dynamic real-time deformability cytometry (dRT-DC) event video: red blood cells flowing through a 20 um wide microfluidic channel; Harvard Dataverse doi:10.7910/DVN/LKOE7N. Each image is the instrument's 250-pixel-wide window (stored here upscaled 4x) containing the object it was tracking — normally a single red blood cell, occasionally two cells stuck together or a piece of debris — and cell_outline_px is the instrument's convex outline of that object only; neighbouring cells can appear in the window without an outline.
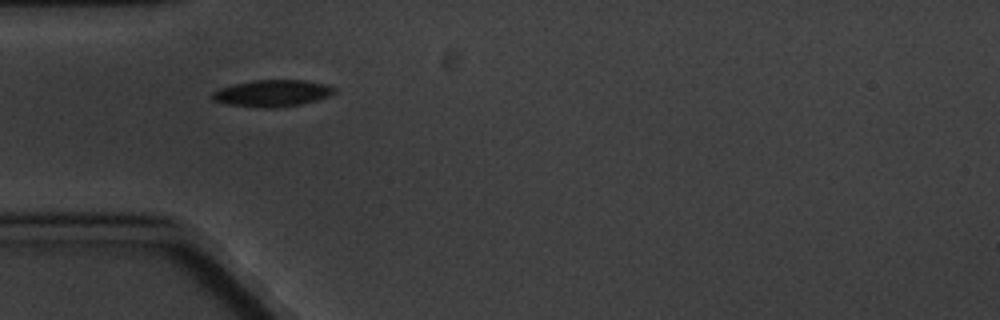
{"species": "common noctule bat (a hibernating species)", "species_latin": "Nyctalus noctula", "temperature_condition": "cold", "stored_images_in_passage": 2, "camera_frame_rate_fps": 3000, "um_per_image_px": 0.085, "animal": {"sex": "male", "body_mass_g": 20.1, "forearm_length_mm": 53.5}, "frame": {"image": 1, "passage_image": 1, "time_ms": 0.0, "image_size_px": [1000, 320], "cell_outline_px": [[336, 92], [328, 96], [316, 100], [300, 104], [276, 108], [260, 108], [228, 104], [212, 100], [212, 92], [220, 88], [252, 80], [304, 80], [324, 84], [336, 88]], "centroid_in_image_um": [23.14, 7.93], "position_along_channel_um": 61.9, "area_um2": 18.9}}